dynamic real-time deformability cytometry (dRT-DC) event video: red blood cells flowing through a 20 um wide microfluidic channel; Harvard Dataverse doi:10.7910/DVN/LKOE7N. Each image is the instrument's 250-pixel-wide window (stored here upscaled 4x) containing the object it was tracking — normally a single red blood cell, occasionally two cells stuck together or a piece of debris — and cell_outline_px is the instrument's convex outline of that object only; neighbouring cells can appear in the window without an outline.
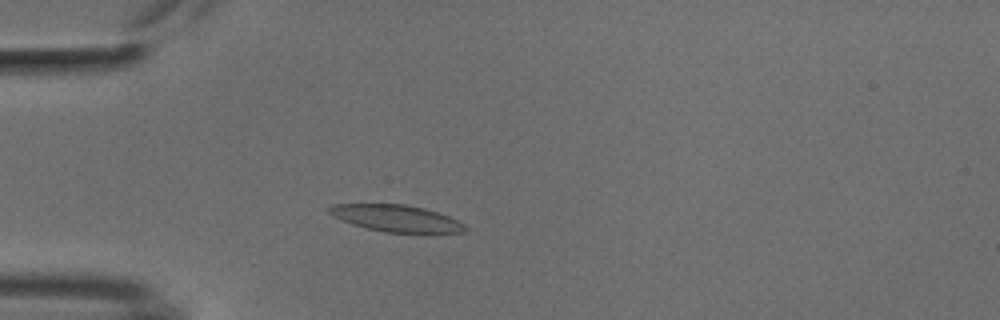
{"species": "common noctule bat (a hibernating species)", "species_latin": "Nyctalus noctula", "temperature_condition": "cold", "stored_images_in_passage": 54, "camera_frame_rate_fps": 3000, "um_per_image_px": 0.085, "animal": {"sex": "male", "body_mass_g": 18.8}, "frame": {"image": 1, "passage_image": 12, "time_ms": 3.667, "image_size_px": [1000, 320], "cell_outline_px": [[468, 228], [464, 232], [384, 232], [352, 224], [328, 212], [328, 208], [332, 204], [404, 204], [424, 208], [448, 216], [464, 224]], "centroid_in_image_um": [33.69, 18.54], "position_along_channel_um": 51.3, "area_um2": 20.69}}
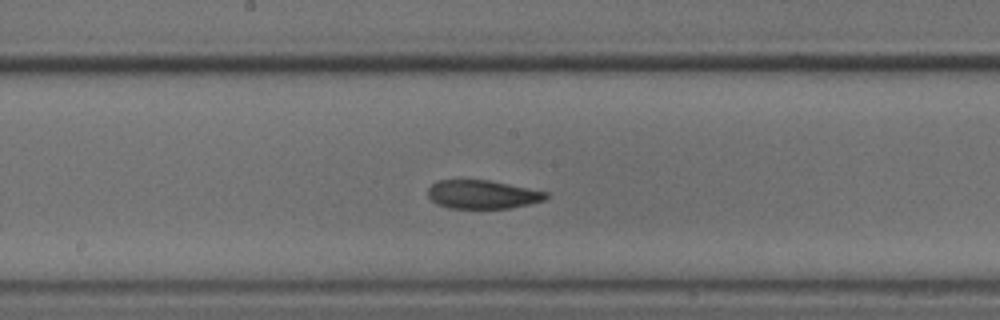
{"frame": {"image": 2, "passage_image": 28, "time_ms": 9.0, "image_size_px": [1000, 320], "cell_outline_px": [[548, 196], [544, 200], [528, 204], [508, 208], [452, 208], [440, 204], [432, 200], [428, 196], [428, 188], [432, 184], [440, 180], [488, 180], [548, 192]], "centroid_in_image_um": [41.02, 16.52], "position_along_channel_um": 207.2, "area_um2": 19.31}}
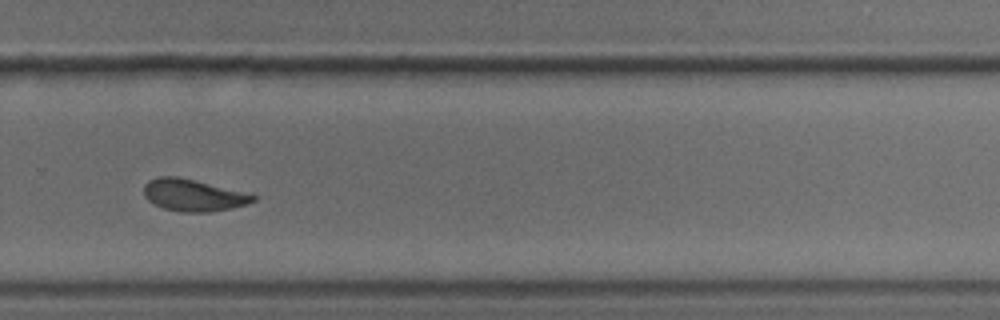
{"frame": {"image": 3, "passage_image": 38, "time_ms": 12.333, "image_size_px": [1000, 320], "cell_outline_px": [[256, 200], [244, 204], [228, 208], [208, 212], [184, 212], [164, 208], [148, 200], [144, 192], [144, 184], [148, 180], [160, 176], [176, 176], [256, 196]], "centroid_in_image_um": [16.34, 16.59], "position_along_channel_um": 313.5, "area_um2": 19.48}}